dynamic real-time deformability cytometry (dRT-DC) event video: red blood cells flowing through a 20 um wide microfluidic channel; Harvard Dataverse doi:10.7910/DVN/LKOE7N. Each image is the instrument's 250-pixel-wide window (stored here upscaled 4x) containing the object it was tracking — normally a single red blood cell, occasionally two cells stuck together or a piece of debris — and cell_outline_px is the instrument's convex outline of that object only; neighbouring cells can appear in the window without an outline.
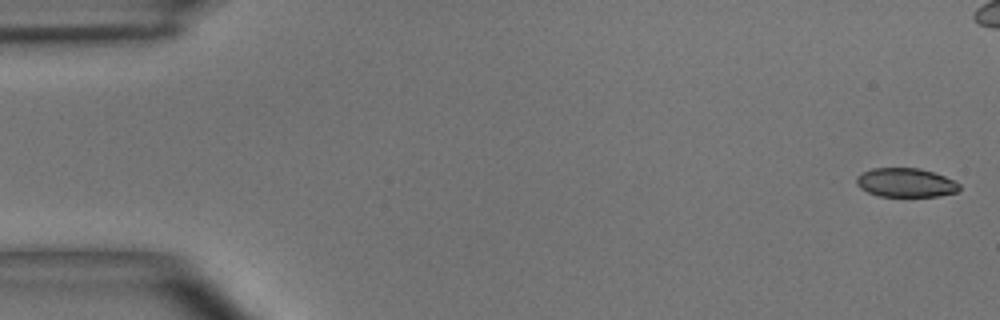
{"species": "common noctule bat (a hibernating species)", "species_latin": "Nyctalus noctula", "temperature_condition": "room temperature", "stored_images_in_passage": 6, "segment_of_instrument_passage": [2, 2], "camera_frame_rate_fps": 3000, "um_per_image_px": 0.085, "animal": {"sex": "male", "body_mass_g": 15.6}, "frame": {"image": 1, "passage_image": 6, "time_ms": 7.0, "image_size_px": [1000, 320], "cell_outline_px": [[960, 188], [956, 192], [940, 196], [880, 196], [868, 192], [860, 188], [856, 184], [856, 176], [872, 168], [920, 168], [944, 176], [960, 184]], "centroid_in_image_um": [76.97, 15.52], "position_along_channel_um": 8.0, "area_um2": 17.28}}